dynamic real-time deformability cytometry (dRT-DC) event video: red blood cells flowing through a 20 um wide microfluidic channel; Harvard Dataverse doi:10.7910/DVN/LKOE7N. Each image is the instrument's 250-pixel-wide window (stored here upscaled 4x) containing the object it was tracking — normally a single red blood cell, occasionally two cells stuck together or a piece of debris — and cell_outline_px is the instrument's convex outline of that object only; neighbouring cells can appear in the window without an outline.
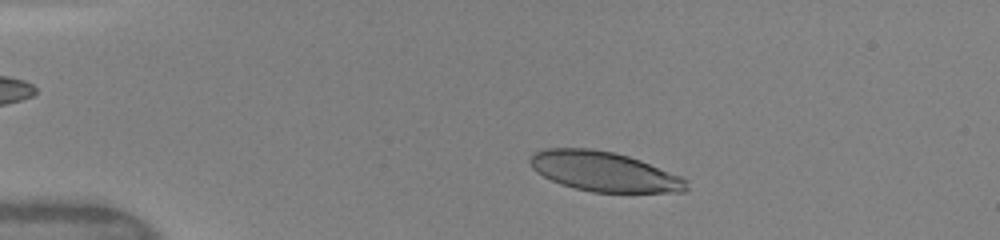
{"species": "human", "species_latin": "Homo sapiens", "temperature_condition": "warm", "stored_images_in_passage": 39, "camera_frame_rate_fps": 3000, "um_per_image_px": 0.085, "donor": {"sex": "female"}, "frame": {"image": 1, "passage_image": 6, "time_ms": 1.667, "image_size_px": [1000, 240], "cell_outline_px": [[688, 188], [684, 192], [592, 192], [560, 184], [536, 172], [532, 168], [528, 160], [528, 156], [532, 152], [544, 148], [588, 148], [612, 152], [628, 156], [640, 160], [684, 176], [688, 180]], "centroid_in_image_um": [51.35, 14.57], "position_along_channel_um": 33.7, "area_um2": 36.53}}
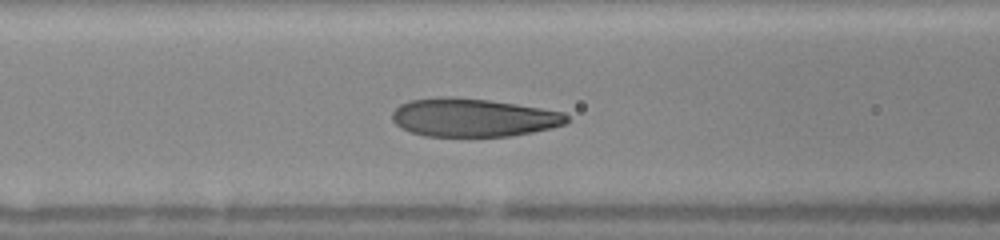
{"frame": {"image": 2, "passage_image": 17, "time_ms": 5.333, "image_size_px": [1000, 240], "cell_outline_px": [[568, 120], [564, 124], [552, 128], [512, 136], [424, 136], [400, 128], [392, 120], [392, 112], [400, 104], [408, 100], [440, 96], [452, 96], [488, 100], [516, 104], [564, 112], [568, 116]], "centroid_in_image_um": [40.19, 9.98], "position_along_channel_um": 126.4, "area_um2": 39.13}}
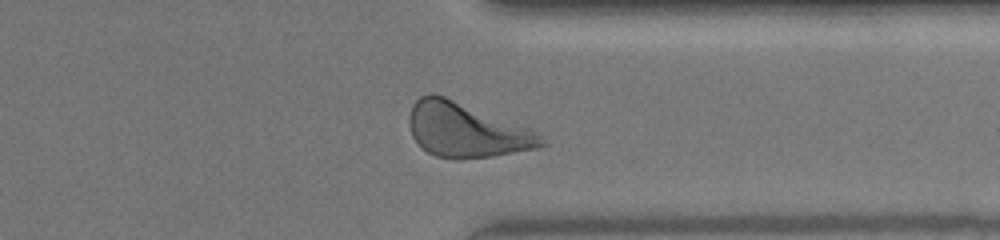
{"frame": {"image": 3, "passage_image": 35, "time_ms": 11.333, "image_size_px": [1000, 240], "cell_outline_px": [[548, 144], [540, 148], [492, 156], [460, 160], [456, 160], [436, 156], [428, 152], [412, 136], [408, 124], [408, 116], [412, 104], [420, 96], [432, 92], [444, 96], [528, 128], [536, 132]], "centroid_in_image_um": [39.6, 11.07], "position_along_channel_um": 371.8, "area_um2": 41.73}, "authors_computed_cell_mechanics": {"area_um2": 39.1884, "velocity_mm_per_s": 4.0943, "shape_relaxation_time_tau1_ms": 2.6017, "shape_relaxation_time_tau2_ms": 0.7265, "deformation_change_tau1": 0.1588, "deformation_change_tau2": 0.0658}}